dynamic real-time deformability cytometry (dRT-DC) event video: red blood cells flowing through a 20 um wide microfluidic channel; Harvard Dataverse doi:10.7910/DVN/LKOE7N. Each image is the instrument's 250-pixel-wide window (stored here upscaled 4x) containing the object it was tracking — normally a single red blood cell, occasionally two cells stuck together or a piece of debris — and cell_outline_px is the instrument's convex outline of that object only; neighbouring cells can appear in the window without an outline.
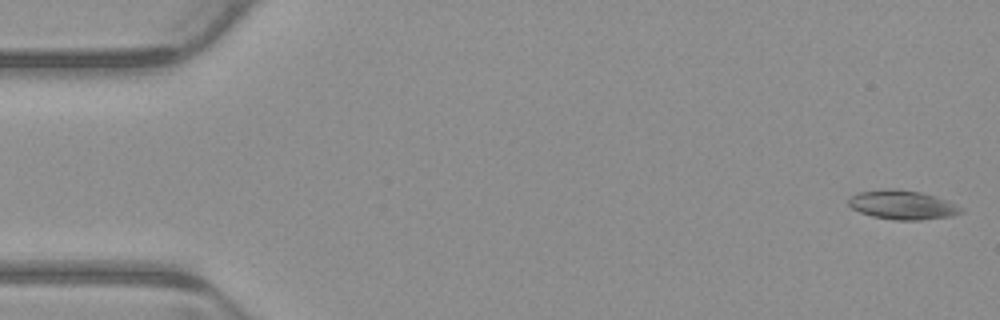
{"species": "common noctule bat (a hibernating species)", "species_latin": "Nyctalus noctula", "temperature_condition": "warm", "stored_images_in_passage": 4, "camera_frame_rate_fps": 3000, "um_per_image_px": 0.085, "animal": {"sex": "male", "body_mass_g": 23.1, "forearm_length_mm": 52.7}, "frame": {"image": 1, "passage_image": 1, "time_ms": 0.0, "image_size_px": [1000, 320], "cell_outline_px": [[964, 212], [952, 216], [920, 220], [896, 220], [872, 216], [860, 212], [852, 208], [848, 204], [848, 200], [856, 192], [892, 188], [920, 192], [944, 200], [964, 208]], "centroid_in_image_um": [76.69, 17.42], "position_along_channel_um": 8.3, "area_um2": 18.9}}
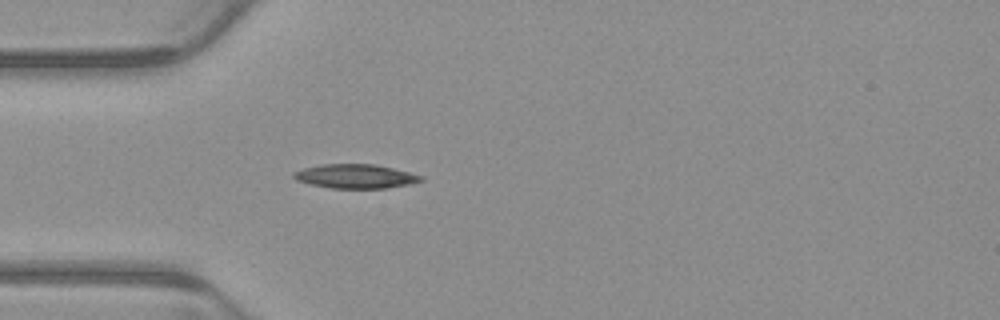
{"frame": {"image": 2, "passage_image": 4, "time_ms": 1.0, "image_size_px": [1000, 320], "cell_outline_px": [[424, 180], [412, 184], [384, 188], [332, 188], [312, 184], [296, 180], [292, 176], [292, 172], [304, 168], [320, 164], [376, 164], [424, 176]], "centroid_in_image_um": [30.23, 14.98], "position_along_channel_um": 54.8, "area_um2": 17.86}}